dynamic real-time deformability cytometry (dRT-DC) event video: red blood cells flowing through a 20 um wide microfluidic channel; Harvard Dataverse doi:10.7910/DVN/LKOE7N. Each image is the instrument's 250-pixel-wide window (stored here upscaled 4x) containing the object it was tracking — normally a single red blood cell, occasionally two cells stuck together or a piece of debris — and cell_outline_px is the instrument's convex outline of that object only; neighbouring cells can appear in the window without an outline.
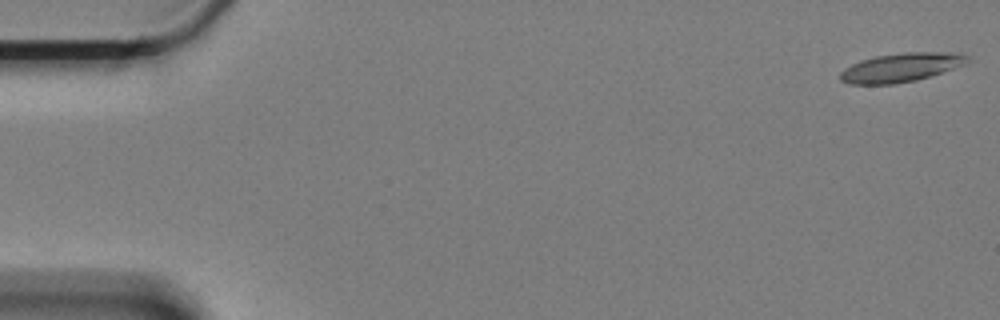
{"species": "Egyptian fruit bat (a non-hibernating species)", "species_latin": "Rousettus aegyptiacus", "temperature_condition": "cold", "stored_images_in_passage": 27, "camera_frame_rate_fps": 3000, "um_per_image_px": 0.085, "animal": {"sex": "female"}, "frame": {"image": 1, "passage_image": 1, "time_ms": 0.0, "image_size_px": [1000, 320], "cell_outline_px": [[968, 60], [964, 64], [916, 80], [892, 84], [848, 84], [840, 80], [840, 72], [844, 68], [860, 60], [876, 56], [908, 52], [948, 52], [968, 56]], "centroid_in_image_um": [76.5, 5.74], "position_along_channel_um": 8.5, "area_um2": 20.98}}
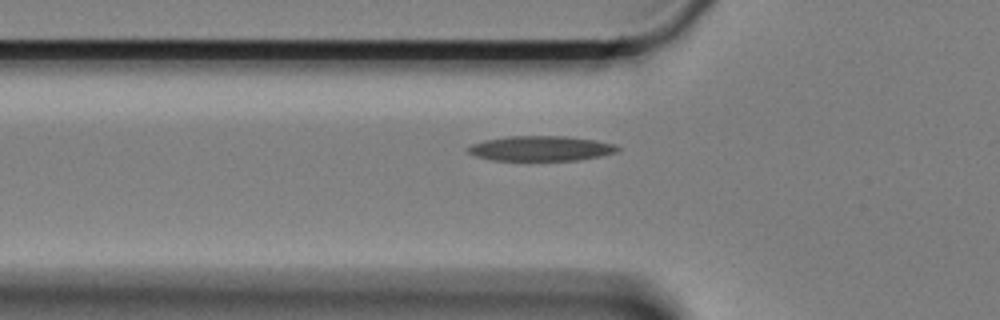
{"frame": {"image": 2, "passage_image": 20, "time_ms": 6.333, "image_size_px": [1000, 320], "cell_outline_px": [[620, 148], [616, 152], [600, 156], [576, 160], [492, 160], [476, 156], [468, 152], [464, 148], [472, 144], [484, 140], [508, 136], [564, 136], [596, 140], [612, 144]], "centroid_in_image_um": [45.92, 12.61], "position_along_channel_um": 79.9, "area_um2": 21.68}}
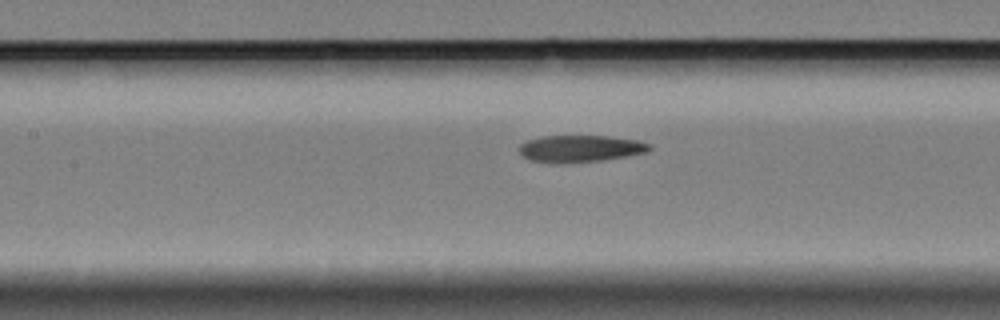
{"frame": {"image": 3, "passage_image": 27, "time_ms": 8.667, "image_size_px": [1000, 320], "cell_outline_px": [[652, 148], [648, 152], [600, 160], [564, 164], [552, 164], [532, 160], [524, 156], [520, 152], [520, 144], [528, 140], [540, 136], [608, 136], [636, 140], [652, 144]], "centroid_in_image_um": [49.32, 12.64], "position_along_channel_um": 158.1, "area_um2": 20.46}}